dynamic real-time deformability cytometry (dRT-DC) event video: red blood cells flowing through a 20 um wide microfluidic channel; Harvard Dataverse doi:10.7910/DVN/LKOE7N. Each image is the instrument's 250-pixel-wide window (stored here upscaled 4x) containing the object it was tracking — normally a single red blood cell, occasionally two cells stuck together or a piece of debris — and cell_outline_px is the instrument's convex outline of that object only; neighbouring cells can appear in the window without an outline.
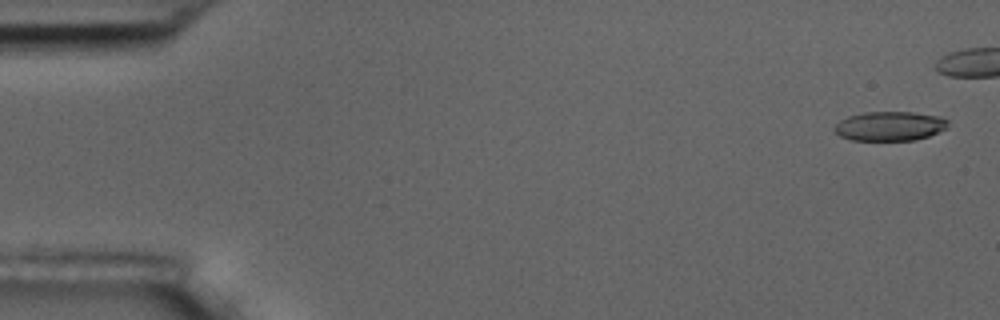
{"species": "common noctule bat (a hibernating species)", "species_latin": "Nyctalus noctula", "temperature_condition": "room temperature", "stored_images_in_passage": 5, "camera_frame_rate_fps": 3000, "um_per_image_px": 0.085, "animal": {"sex": "male", "body_mass_g": 17.5, "forearm_length_mm": 52.3}, "frame": {"image": 1, "passage_image": 1, "time_ms": 0.0, "image_size_px": [1000, 320], "cell_outline_px": [[948, 128], [928, 136], [916, 140], [852, 140], [840, 136], [832, 128], [840, 120], [848, 116], [864, 112], [912, 112], [940, 116], [948, 120]], "centroid_in_image_um": [75.64, 10.71], "position_along_channel_um": 9.4, "area_um2": 19.48}}